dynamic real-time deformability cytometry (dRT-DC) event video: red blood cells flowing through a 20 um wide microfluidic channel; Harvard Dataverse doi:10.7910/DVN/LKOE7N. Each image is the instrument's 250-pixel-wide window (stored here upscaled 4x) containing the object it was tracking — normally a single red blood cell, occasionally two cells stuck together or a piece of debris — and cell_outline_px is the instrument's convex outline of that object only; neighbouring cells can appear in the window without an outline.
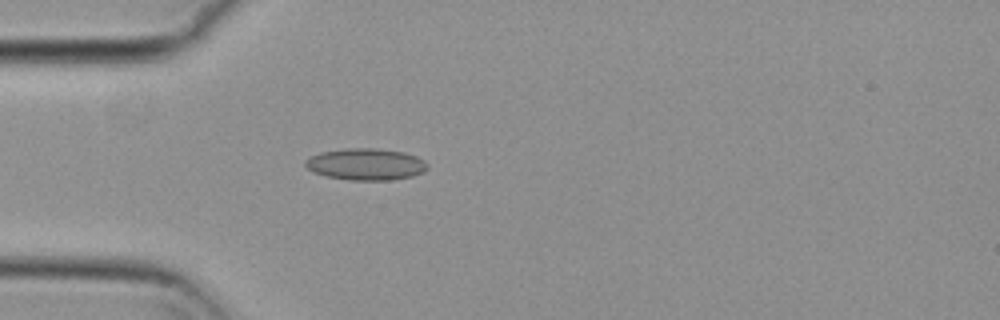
{"species": "common noctule bat (a hibernating species)", "species_latin": "Nyctalus noctula", "temperature_condition": "cold", "stored_images_in_passage": 40, "camera_frame_rate_fps": 3000, "um_per_image_px": 0.085, "animal": {"sex": "female", "body_mass_g": 29.2, "forearm_length_mm": 56.3}, "frame": {"image": 1, "passage_image": 1, "time_ms": 0.0, "image_size_px": [1000, 320], "cell_outline_px": [[428, 168], [424, 172], [412, 176], [392, 180], [348, 180], [328, 176], [312, 172], [304, 164], [304, 160], [320, 152], [344, 148], [376, 148], [404, 152], [416, 156], [424, 160], [428, 164]], "centroid_in_image_um": [31.11, 13.96], "position_along_channel_um": 53.9, "area_um2": 22.72}}
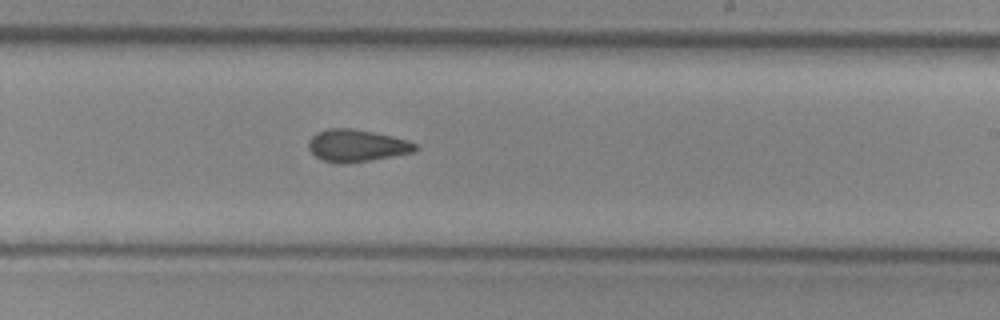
{"frame": {"image": 2, "passage_image": 18, "time_ms": 5.667, "image_size_px": [1000, 320], "cell_outline_px": [[420, 148], [416, 152], [372, 160], [344, 164], [336, 164], [324, 160], [316, 156], [308, 148], [308, 140], [316, 132], [328, 128], [352, 128], [392, 136], [416, 144]], "centroid_in_image_um": [30.32, 12.38], "position_along_channel_um": 258.7, "area_um2": 20.17}}
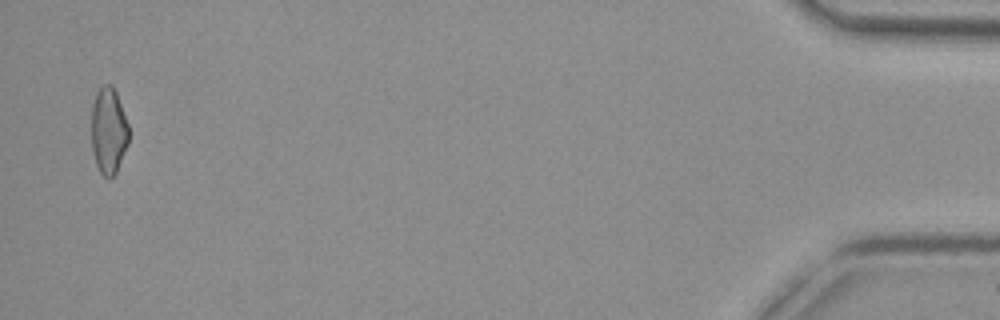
{"frame": {"image": 3, "passage_image": 39, "time_ms": 12.667, "image_size_px": [1000, 320], "cell_outline_px": [[128, 144], [116, 172], [108, 180], [100, 172], [96, 164], [92, 148], [92, 104], [96, 92], [104, 84], [112, 84], [116, 92], [128, 124]], "centroid_in_image_um": [9.22, 11.11], "position_along_channel_um": 426.0, "area_um2": 18.73}, "authors_computed_cell_mechanics": {"area_um2": 19.7387, "velocity_mm_per_s": 3.7363, "shape_relaxation_time_tau1_ms": null, "shape_relaxation_time_tau2_ms": 3.2848, "deformation_change_tau1": null, "deformation_change_tau2": 0.1056}}